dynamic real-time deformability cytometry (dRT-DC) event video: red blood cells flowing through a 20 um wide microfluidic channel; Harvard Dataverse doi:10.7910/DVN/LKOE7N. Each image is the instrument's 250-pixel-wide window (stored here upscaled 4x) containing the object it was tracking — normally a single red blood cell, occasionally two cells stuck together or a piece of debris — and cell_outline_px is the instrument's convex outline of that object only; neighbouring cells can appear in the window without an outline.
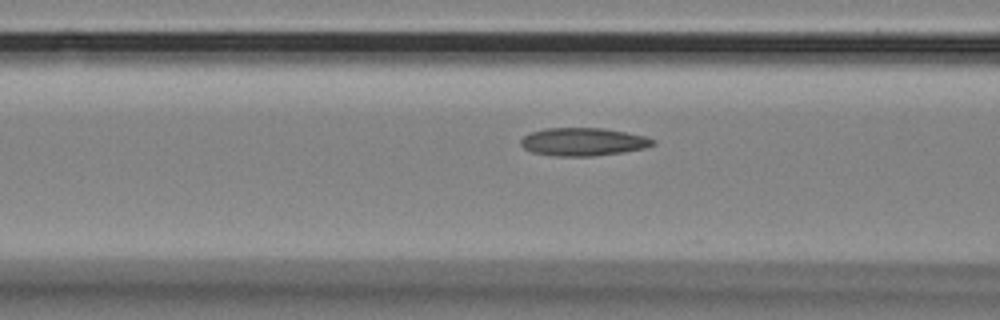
{"species": "Egyptian fruit bat (a non-hibernating species)", "species_latin": "Rousettus aegyptiacus", "temperature_condition": "room temperature", "stored_images_in_passage": 7, "camera_frame_rate_fps": 3000, "um_per_image_px": 0.085, "animal": {"sex": "female"}, "frame": {"image": 1, "passage_image": 5, "time_ms": 1.333, "image_size_px": [1000, 320], "cell_outline_px": [[656, 144], [644, 148], [624, 152], [592, 156], [552, 156], [532, 152], [524, 148], [520, 144], [520, 140], [524, 136], [532, 132], [544, 128], [604, 128], [644, 136], [656, 140]], "centroid_in_image_um": [49.56, 12.06], "position_along_channel_um": 117.0, "area_um2": 21.56}}